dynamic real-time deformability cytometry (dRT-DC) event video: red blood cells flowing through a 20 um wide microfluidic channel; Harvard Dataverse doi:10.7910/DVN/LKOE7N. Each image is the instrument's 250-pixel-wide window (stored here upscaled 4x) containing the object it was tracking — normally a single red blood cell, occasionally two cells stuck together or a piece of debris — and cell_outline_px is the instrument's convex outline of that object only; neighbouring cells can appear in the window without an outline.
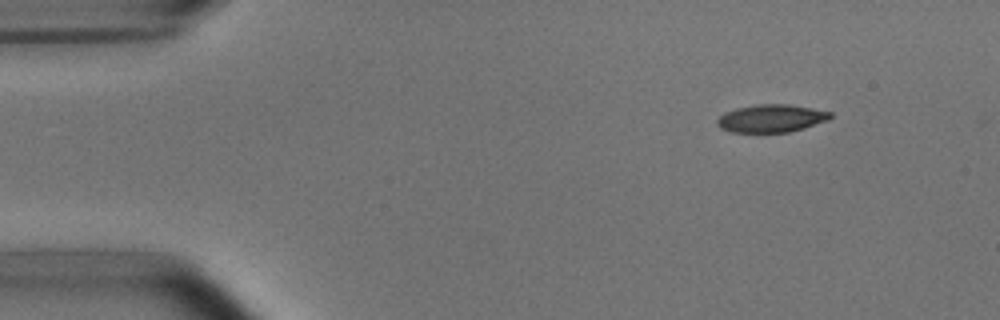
{"species": "common noctule bat (a hibernating species)", "species_latin": "Nyctalus noctula", "temperature_condition": "room temperature", "stored_images_in_passage": 5, "camera_frame_rate_fps": 3000, "um_per_image_px": 0.085, "animal": {"sex": "male", "body_mass_g": 15.6}, "frame": {"image": 1, "passage_image": 1, "time_ms": 0.0, "image_size_px": [1000, 320], "cell_outline_px": [[832, 116], [828, 120], [804, 128], [788, 132], [732, 132], [720, 128], [716, 124], [716, 120], [724, 112], [736, 108], [756, 104], [788, 104], [812, 108], [832, 112]], "centroid_in_image_um": [65.54, 10.05], "position_along_channel_um": 19.5, "area_um2": 18.38}}
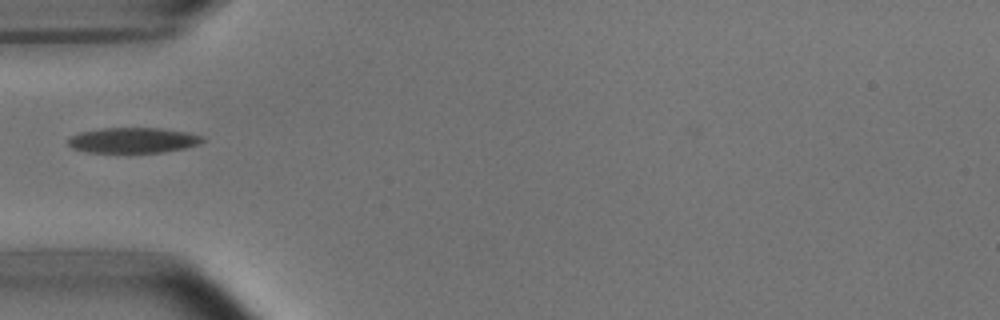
{"frame": {"image": 2, "passage_image": 4, "time_ms": 3.667, "image_size_px": [1000, 320], "cell_outline_px": [[204, 140], [200, 144], [184, 148], [160, 152], [88, 152], [76, 148], [68, 144], [68, 140], [72, 136], [80, 132], [100, 128], [160, 128], [188, 132], [204, 136]], "centroid_in_image_um": [11.36, 11.91], "position_along_channel_um": 73.6, "area_um2": 19.71}}